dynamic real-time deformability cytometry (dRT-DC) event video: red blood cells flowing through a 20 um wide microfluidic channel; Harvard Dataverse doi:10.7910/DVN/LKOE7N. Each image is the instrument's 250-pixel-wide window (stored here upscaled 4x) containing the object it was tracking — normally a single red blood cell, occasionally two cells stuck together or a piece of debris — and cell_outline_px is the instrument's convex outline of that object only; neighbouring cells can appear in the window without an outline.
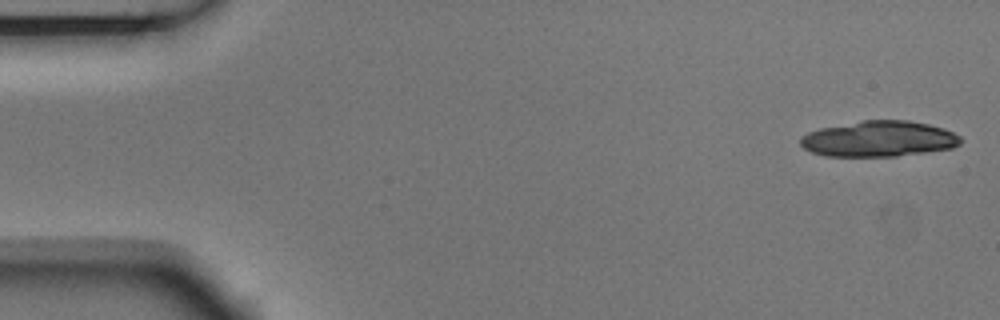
{"species": "Egyptian fruit bat (a non-hibernating species)", "species_latin": "Rousettus aegyptiacus", "temperature_condition": "room temperature", "stored_images_in_passage": 9, "camera_frame_rate_fps": 3000, "um_per_image_px": 0.085, "animal": {"sex": "male"}, "frame": {"image": 1, "passage_image": 1, "time_ms": 0.0, "image_size_px": [1000, 320], "cell_outline_px": [[964, 140], [960, 144], [952, 148], [896, 156], [824, 156], [812, 152], [804, 148], [800, 144], [800, 136], [808, 132], [820, 128], [864, 120], [908, 120], [928, 124], [952, 132], [960, 136]], "centroid_in_image_um": [74.69, 11.8], "position_along_channel_um": 10.3, "area_um2": 33.29}}
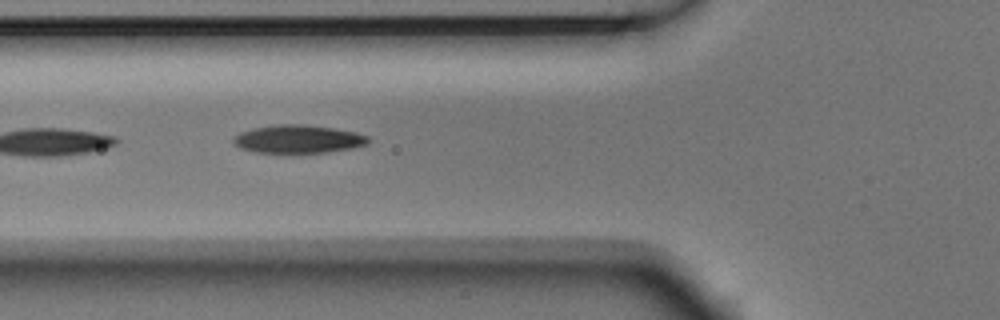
{"frame": {"image": 2, "passage_image": 6, "time_ms": 1.667, "image_size_px": [1000, 320], "cell_outline_px": [[368, 144], [352, 148], [328, 152], [256, 152], [240, 148], [232, 140], [240, 132], [256, 128], [280, 124], [300, 124], [332, 128], [356, 132], [368, 136]], "centroid_in_image_um": [25.37, 11.82], "position_along_channel_um": 100.4, "area_um2": 21.68}}
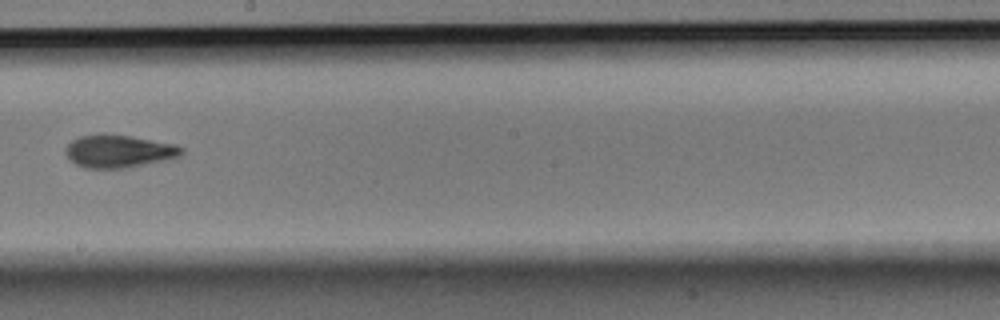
{"frame": {"image": 3, "passage_image": 9, "time_ms": 2.667, "image_size_px": [1000, 320], "cell_outline_px": [[184, 152], [176, 156], [128, 168], [84, 168], [76, 164], [64, 152], [64, 148], [72, 140], [80, 136], [100, 132], [104, 132], [132, 136], [176, 144], [184, 148]], "centroid_in_image_um": [10.04, 12.82], "position_along_channel_um": 238.2, "area_um2": 22.25}}